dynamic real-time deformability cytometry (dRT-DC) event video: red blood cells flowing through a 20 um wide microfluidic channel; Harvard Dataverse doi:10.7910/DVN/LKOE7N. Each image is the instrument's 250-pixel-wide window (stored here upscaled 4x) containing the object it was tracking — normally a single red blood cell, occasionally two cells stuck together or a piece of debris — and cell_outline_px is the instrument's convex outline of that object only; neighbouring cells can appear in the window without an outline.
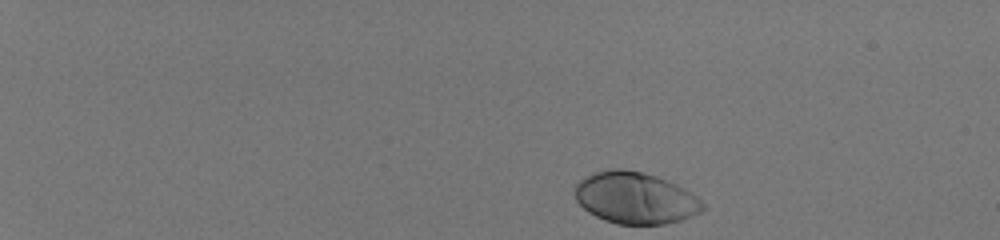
{"species": "human", "species_latin": "Homo sapiens", "temperature_condition": "room temperature", "stored_images_in_passage": 40, "camera_frame_rate_fps": 3000, "um_per_image_px": 0.085, "donor": {"sex": "male"}, "frame": {"image": 1, "passage_image": 1, "time_ms": 0.0, "image_size_px": [1000, 240], "cell_outline_px": [[704, 208], [700, 212], [692, 216], [680, 220], [664, 224], [616, 224], [604, 220], [588, 212], [576, 200], [572, 192], [576, 184], [584, 176], [608, 168], [624, 168], [644, 172], [668, 180], [684, 188], [696, 196], [704, 204]], "centroid_in_image_um": [53.96, 16.81], "position_along_channel_um": 31.0, "area_um2": 38.78}}
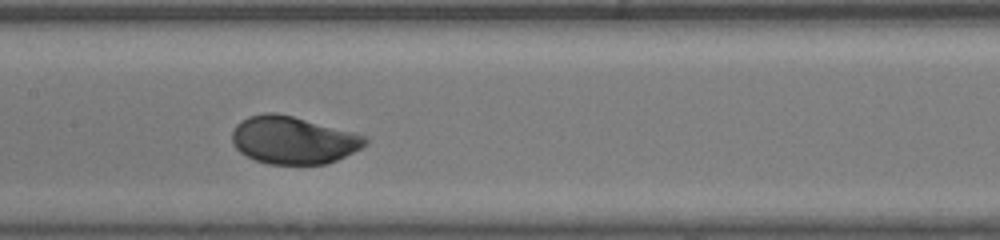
{"frame": {"image": 2, "passage_image": 23, "time_ms": 7.333, "image_size_px": [1000, 240], "cell_outline_px": [[368, 144], [336, 160], [324, 164], [268, 164], [256, 160], [240, 152], [232, 144], [232, 132], [236, 124], [248, 116], [264, 112], [276, 112], [292, 116], [368, 136]], "centroid_in_image_um": [24.9, 11.9], "position_along_channel_um": 182.5, "area_um2": 36.82}}
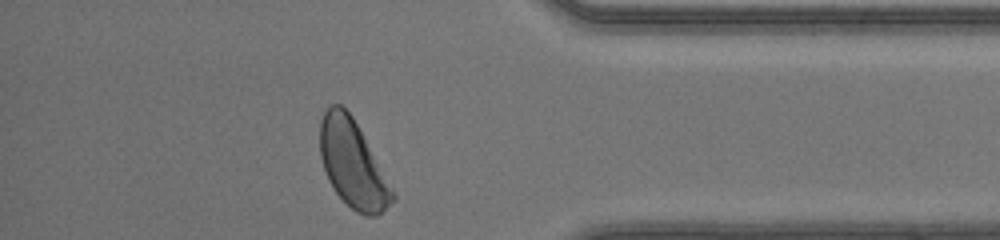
{"frame": {"image": 3, "passage_image": 40, "time_ms": 13.0, "image_size_px": [1000, 240], "cell_outline_px": [[396, 200], [376, 216], [364, 216], [356, 212], [336, 192], [328, 180], [320, 156], [320, 120], [328, 104], [340, 104], [352, 116], [392, 188], [396, 196]], "centroid_in_image_um": [29.96, 13.93], "position_along_channel_um": 405.2, "area_um2": 36.3}, "authors_computed_cell_mechanics": {"area_um2": 36.8186, "velocity_mm_per_s": 4.1333, "shape_relaxation_time_tau1_ms": 2.3409, "shape_relaxation_time_tau2_ms": null, "deformation_change_tau1": 0.156, "deformation_change_tau2": null}}